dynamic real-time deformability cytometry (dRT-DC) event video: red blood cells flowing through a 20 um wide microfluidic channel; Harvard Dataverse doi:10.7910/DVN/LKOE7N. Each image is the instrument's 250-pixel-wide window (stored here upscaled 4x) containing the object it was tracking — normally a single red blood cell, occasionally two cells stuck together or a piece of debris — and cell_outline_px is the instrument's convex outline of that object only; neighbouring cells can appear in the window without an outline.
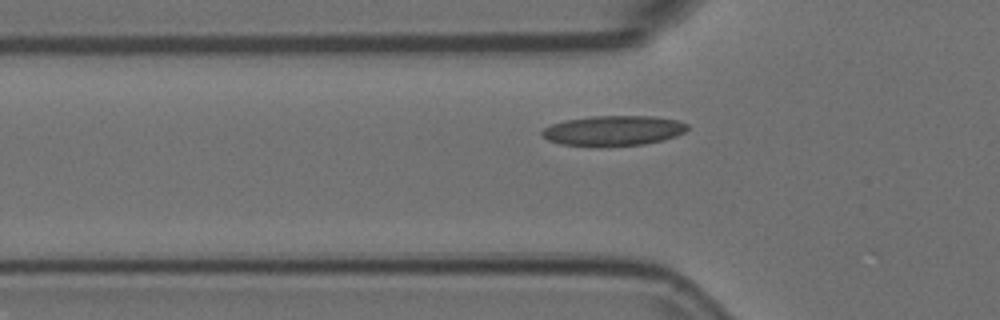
{"species": "Egyptian fruit bat (a non-hibernating species)", "species_latin": "Rousettus aegyptiacus", "temperature_condition": "room temperature", "stored_images_in_passage": 39, "camera_frame_rate_fps": 3000, "um_per_image_px": 0.085, "animal": {"sex": "female"}, "frame": {"image": 1, "passage_image": 9, "time_ms": 2.667, "image_size_px": [1000, 320], "cell_outline_px": [[688, 128], [684, 132], [676, 136], [664, 140], [644, 144], [560, 144], [548, 140], [540, 132], [544, 128], [552, 124], [564, 120], [592, 116], [652, 116], [676, 120], [688, 124]], "centroid_in_image_um": [52.17, 11.07], "position_along_channel_um": 73.6, "area_um2": 24.74}}
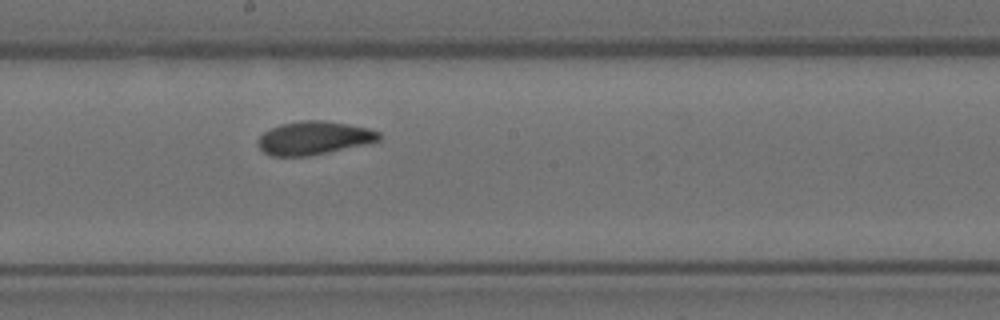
{"frame": {"image": 2, "passage_image": 21, "time_ms": 6.667, "image_size_px": [1000, 320], "cell_outline_px": [[380, 140], [368, 144], [308, 156], [272, 156], [264, 152], [260, 148], [256, 140], [264, 132], [280, 124], [304, 120], [324, 120], [348, 124], [368, 128], [380, 132]], "centroid_in_image_um": [26.69, 11.73], "position_along_channel_um": 221.5, "area_um2": 23.52}}
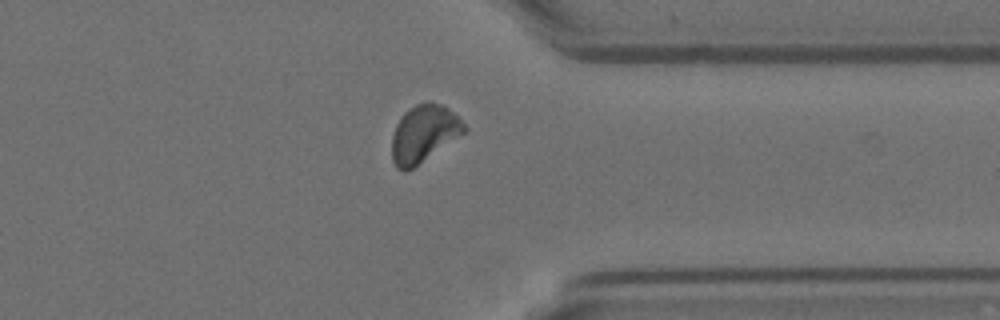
{"frame": {"image": 3, "passage_image": 34, "time_ms": 11.0, "image_size_px": [1000, 320], "cell_outline_px": [[468, 128], [464, 132], [412, 168], [404, 172], [396, 168], [392, 160], [392, 136], [396, 124], [400, 116], [404, 112], [416, 104], [428, 100], [440, 104], [448, 108]], "centroid_in_image_um": [35.98, 11.34], "position_along_channel_um": 375.4, "area_um2": 23.76}}